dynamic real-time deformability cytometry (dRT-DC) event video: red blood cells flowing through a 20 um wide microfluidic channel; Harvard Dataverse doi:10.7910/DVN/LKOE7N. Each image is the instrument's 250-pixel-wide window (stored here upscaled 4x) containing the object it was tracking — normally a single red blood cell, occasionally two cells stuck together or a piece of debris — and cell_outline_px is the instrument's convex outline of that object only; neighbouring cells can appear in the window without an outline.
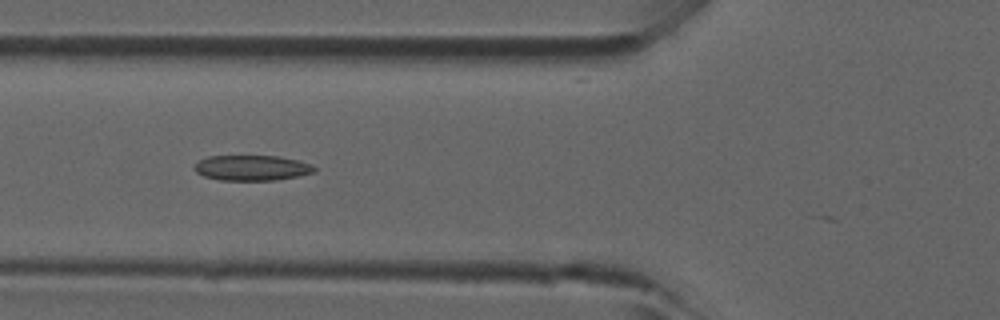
{"species": "common noctule bat (a hibernating species)", "species_latin": "Nyctalus noctula", "temperature_condition": "room temperature", "stored_images_in_passage": 3, "camera_frame_rate_fps": 3000, "um_per_image_px": 0.085, "animal": {"sex": "male", "forearm_length_mm": 52.5}, "frame": {"image": 1, "passage_image": 3, "time_ms": 0.667, "image_size_px": [1000, 320], "cell_outline_px": [[316, 172], [276, 180], [220, 180], [204, 176], [196, 172], [192, 168], [200, 160], [208, 156], [280, 156], [300, 160], [312, 164], [316, 168]], "centroid_in_image_um": [21.43, 14.26], "position_along_channel_um": 104.4, "area_um2": 17.8}}